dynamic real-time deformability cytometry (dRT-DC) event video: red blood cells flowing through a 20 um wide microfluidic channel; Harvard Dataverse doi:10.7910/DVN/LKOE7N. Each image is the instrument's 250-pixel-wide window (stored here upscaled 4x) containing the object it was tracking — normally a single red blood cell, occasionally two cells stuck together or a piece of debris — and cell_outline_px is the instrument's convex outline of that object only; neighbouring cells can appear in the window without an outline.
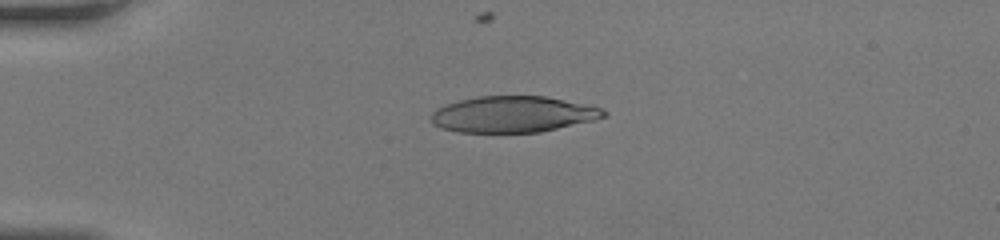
{"species": "human", "species_latin": "Homo sapiens", "temperature_condition": "room temperature", "stored_images_in_passage": 40, "camera_frame_rate_fps": 3000, "um_per_image_px": 0.085, "donor": {"sex": "female"}, "frame": {"image": 1, "passage_image": 7, "time_ms": 2.0, "image_size_px": [1000, 240], "cell_outline_px": [[608, 116], [592, 120], [540, 132], [456, 132], [440, 128], [432, 124], [432, 112], [436, 108], [460, 100], [476, 96], [544, 96], [604, 108], [608, 112]], "centroid_in_image_um": [43.6, 9.71], "position_along_channel_um": 41.4, "area_um2": 36.3}}
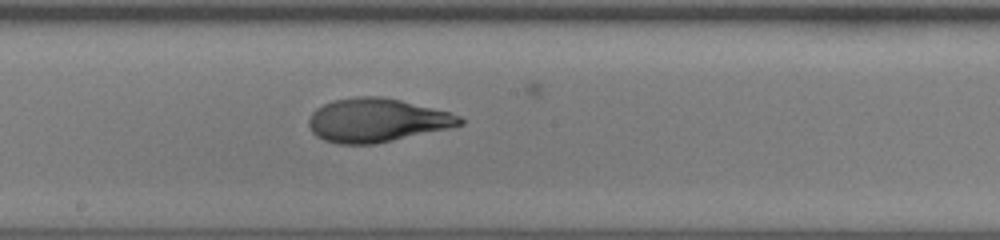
{"frame": {"image": 2, "passage_image": 21, "time_ms": 6.667, "image_size_px": [1000, 240], "cell_outline_px": [[464, 124], [448, 128], [376, 144], [336, 144], [324, 140], [316, 136], [312, 132], [308, 124], [308, 120], [312, 112], [316, 108], [332, 100], [356, 96], [384, 96], [448, 112], [460, 116], [464, 120]], "centroid_in_image_um": [31.99, 10.22], "position_along_channel_um": 216.2, "area_um2": 38.44}}
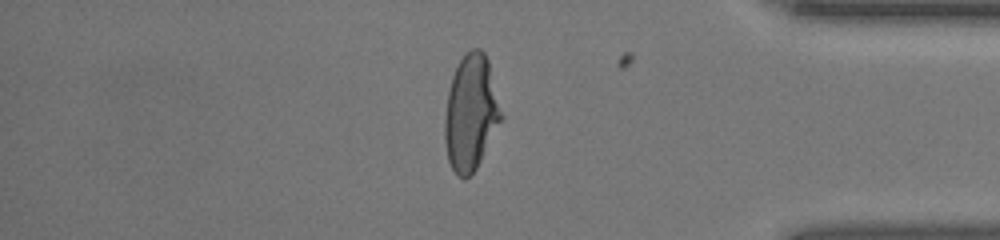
{"frame": {"image": 3, "passage_image": 34, "time_ms": 11.0, "image_size_px": [1000, 240], "cell_outline_px": [[504, 116], [476, 168], [464, 180], [456, 176], [448, 160], [444, 140], [444, 116], [448, 92], [452, 76], [464, 52], [472, 48], [480, 48], [484, 52], [488, 60]], "centroid_in_image_um": [40.02, 9.58], "position_along_channel_um": 395.2, "area_um2": 38.26}}